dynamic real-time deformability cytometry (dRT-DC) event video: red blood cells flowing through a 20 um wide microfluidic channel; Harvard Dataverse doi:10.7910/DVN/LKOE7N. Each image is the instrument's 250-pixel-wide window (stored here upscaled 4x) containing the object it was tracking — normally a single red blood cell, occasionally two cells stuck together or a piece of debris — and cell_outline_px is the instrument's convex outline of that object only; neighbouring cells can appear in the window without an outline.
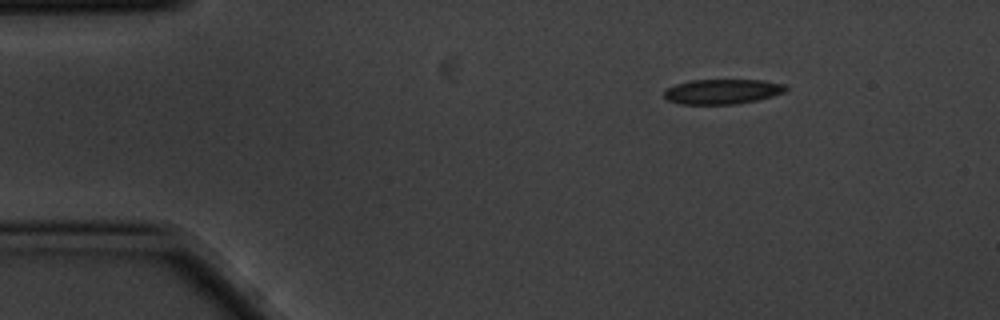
{"species": "common noctule bat (a hibernating species)", "species_latin": "Nyctalus noctula", "temperature_condition": "cold", "stored_images_in_passage": 3, "camera_frame_rate_fps": 3000, "um_per_image_px": 0.085, "animal": {"sex": "male", "body_mass_g": 20.1, "forearm_length_mm": 53.5}, "frame": {"image": 1, "passage_image": 1, "time_ms": 0.0, "image_size_px": [1000, 320], "cell_outline_px": [[788, 88], [784, 92], [772, 96], [756, 100], [736, 104], [680, 104], [668, 100], [664, 96], [664, 92], [668, 88], [676, 84], [692, 80], [764, 80], [788, 84]], "centroid_in_image_um": [61.44, 7.77], "position_along_channel_um": 23.6, "area_um2": 17.69}}